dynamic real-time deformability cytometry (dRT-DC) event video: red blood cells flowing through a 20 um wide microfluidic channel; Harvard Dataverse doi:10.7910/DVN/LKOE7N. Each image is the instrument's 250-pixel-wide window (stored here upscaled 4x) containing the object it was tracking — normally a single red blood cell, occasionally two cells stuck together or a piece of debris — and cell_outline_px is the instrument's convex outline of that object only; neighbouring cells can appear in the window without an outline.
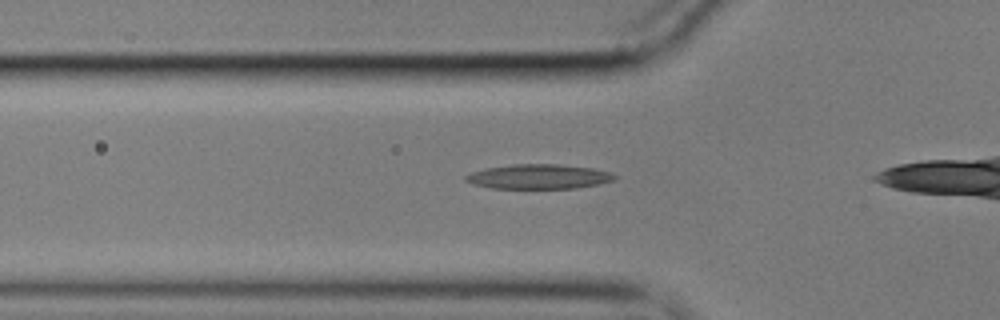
{"species": "common noctule bat (a hibernating species)", "species_latin": "Nyctalus noctula", "temperature_condition": "cold", "stored_images_in_passage": 16, "camera_frame_rate_fps": 3000, "um_per_image_px": 0.085, "animal": {"sex": "male", "body_mass_g": 17.9}, "frame": {"image": 1, "passage_image": 10, "time_ms": 3.0, "image_size_px": [1000, 320], "cell_outline_px": [[616, 176], [612, 180], [596, 184], [576, 188], [492, 188], [472, 184], [464, 180], [464, 176], [472, 172], [484, 168], [512, 164], [560, 164], [592, 168], [608, 172]], "centroid_in_image_um": [45.71, 15.0], "position_along_channel_um": 80.1, "area_um2": 21.21}}
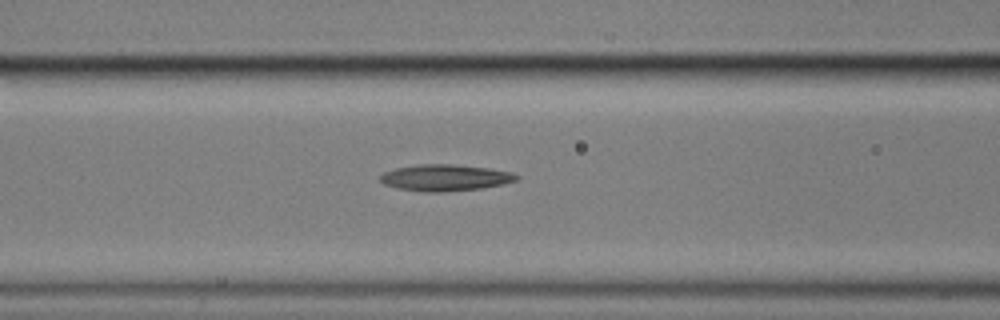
{"frame": {"image": 2, "passage_image": 14, "time_ms": 4.333, "image_size_px": [1000, 320], "cell_outline_px": [[520, 176], [516, 180], [504, 184], [480, 188], [444, 192], [424, 192], [396, 188], [384, 184], [380, 180], [380, 176], [384, 172], [396, 168], [416, 164], [452, 164], [488, 168], [512, 172]], "centroid_in_image_um": [37.82, 15.1], "position_along_channel_um": 128.8, "area_um2": 21.04}}